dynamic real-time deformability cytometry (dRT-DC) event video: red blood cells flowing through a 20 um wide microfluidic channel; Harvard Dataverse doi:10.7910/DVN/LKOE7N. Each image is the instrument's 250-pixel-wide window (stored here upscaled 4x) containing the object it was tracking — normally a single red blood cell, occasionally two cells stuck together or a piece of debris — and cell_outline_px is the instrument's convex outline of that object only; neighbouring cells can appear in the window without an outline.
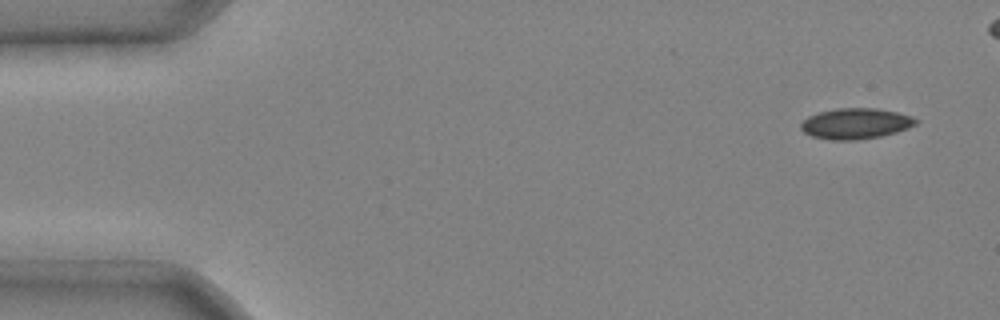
{"species": "common noctule bat (a hibernating species)", "species_latin": "Nyctalus noctula", "temperature_condition": "cold", "stored_images_in_passage": 4, "camera_frame_rate_fps": 3000, "um_per_image_px": 0.085, "animal": {"sex": "male", "body_mass_g": 20.4}, "frame": {"image": 1, "passage_image": 1, "time_ms": 0.0, "image_size_px": [1000, 320], "cell_outline_px": [[920, 120], [916, 124], [908, 128], [896, 132], [880, 136], [856, 140], [832, 140], [812, 136], [804, 132], [800, 128], [800, 124], [808, 116], [820, 112], [836, 108], [876, 108], [896, 112], [912, 116]], "centroid_in_image_um": [72.74, 10.5], "position_along_channel_um": 12.3, "area_um2": 20.58}}